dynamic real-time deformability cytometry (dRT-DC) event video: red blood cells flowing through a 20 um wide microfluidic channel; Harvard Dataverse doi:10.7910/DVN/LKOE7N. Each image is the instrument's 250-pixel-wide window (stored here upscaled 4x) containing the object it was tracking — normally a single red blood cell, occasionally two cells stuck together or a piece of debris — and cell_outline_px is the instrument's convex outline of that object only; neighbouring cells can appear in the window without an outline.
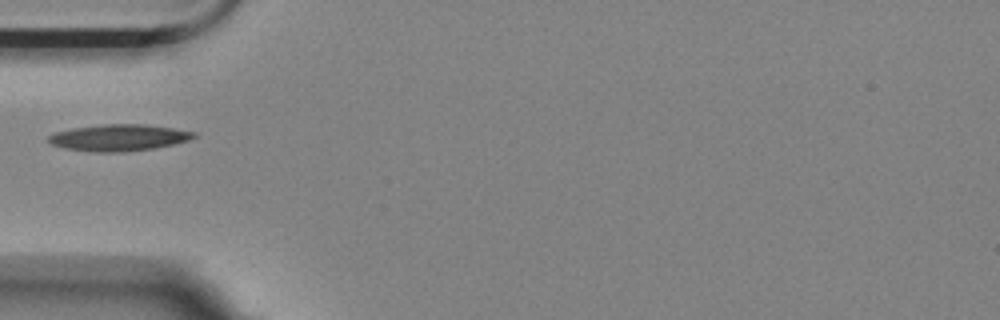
{"species": "Egyptian fruit bat (a non-hibernating species)", "species_latin": "Rousettus aegyptiacus", "temperature_condition": "room temperature", "stored_images_in_passage": 1, "camera_frame_rate_fps": 3000, "um_per_image_px": 0.085, "animal": {"sex": "female"}, "frame": {"image": 1, "passage_image": 1, "time_ms": 0.0, "image_size_px": [1000, 320], "cell_outline_px": [[196, 136], [188, 140], [156, 148], [124, 152], [92, 152], [64, 148], [52, 144], [48, 140], [48, 136], [56, 132], [72, 128], [100, 124], [144, 124], [172, 128], [196, 132]], "centroid_in_image_um": [10.09, 11.7], "position_along_channel_um": 74.9, "area_um2": 22.48}}